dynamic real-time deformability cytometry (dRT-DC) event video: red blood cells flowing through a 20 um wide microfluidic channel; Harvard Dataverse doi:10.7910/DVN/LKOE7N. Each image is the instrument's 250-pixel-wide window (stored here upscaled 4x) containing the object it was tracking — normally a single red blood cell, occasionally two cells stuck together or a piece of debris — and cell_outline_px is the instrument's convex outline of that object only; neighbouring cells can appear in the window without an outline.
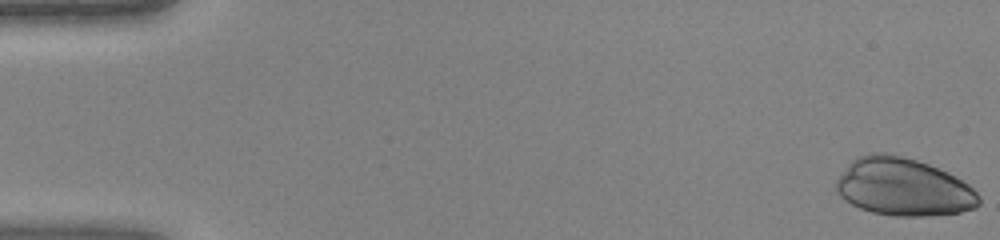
{"species": "human", "species_latin": "Homo sapiens", "temperature_condition": "warm", "stored_images_in_passage": 45, "camera_frame_rate_fps": 3000, "um_per_image_px": 0.085, "donor": {"sex": "female"}, "frame": {"image": 1, "passage_image": 1, "time_ms": 0.0, "image_size_px": [1000, 240], "cell_outline_px": [[980, 204], [976, 208], [960, 212], [924, 216], [896, 216], [872, 212], [860, 208], [844, 200], [836, 192], [836, 180], [848, 164], [856, 156], [872, 152], [884, 152], [904, 156], [928, 164], [948, 172], [956, 176], [968, 184], [980, 196]], "centroid_in_image_um": [76.78, 15.89], "position_along_channel_um": 8.2, "area_um2": 48.26}}
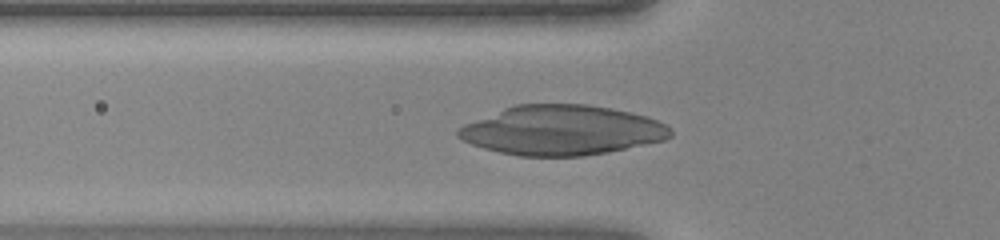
{"frame": {"image": 2, "passage_image": 16, "time_ms": 5.0, "image_size_px": [1000, 240], "cell_outline_px": [[672, 136], [664, 140], [608, 152], [584, 156], [520, 156], [500, 152], [484, 148], [472, 144], [456, 136], [456, 132], [464, 124], [504, 108], [516, 104], [588, 104], [612, 108], [632, 112], [648, 116], [672, 128]], "centroid_in_image_um": [47.78, 11.07], "position_along_channel_um": 78.0, "area_um2": 61.5}}
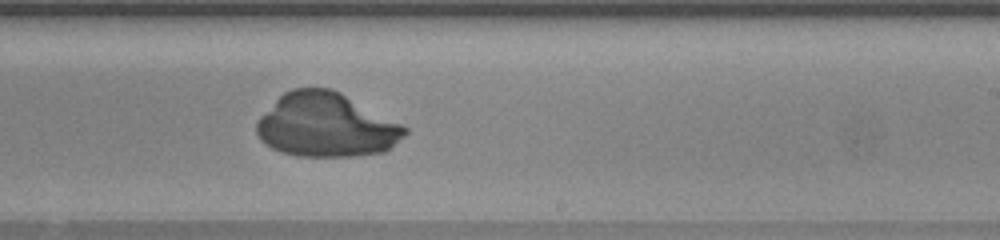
{"frame": {"image": 3, "passage_image": 28, "time_ms": 9.0, "image_size_px": [1000, 240], "cell_outline_px": [[408, 132], [404, 136], [384, 152], [356, 156], [296, 156], [272, 148], [264, 144], [260, 140], [256, 132], [256, 124], [260, 116], [284, 92], [292, 88], [332, 88], [340, 92], [408, 128]], "centroid_in_image_um": [27.7, 10.64], "position_along_channel_um": 261.3, "area_um2": 54.91}}